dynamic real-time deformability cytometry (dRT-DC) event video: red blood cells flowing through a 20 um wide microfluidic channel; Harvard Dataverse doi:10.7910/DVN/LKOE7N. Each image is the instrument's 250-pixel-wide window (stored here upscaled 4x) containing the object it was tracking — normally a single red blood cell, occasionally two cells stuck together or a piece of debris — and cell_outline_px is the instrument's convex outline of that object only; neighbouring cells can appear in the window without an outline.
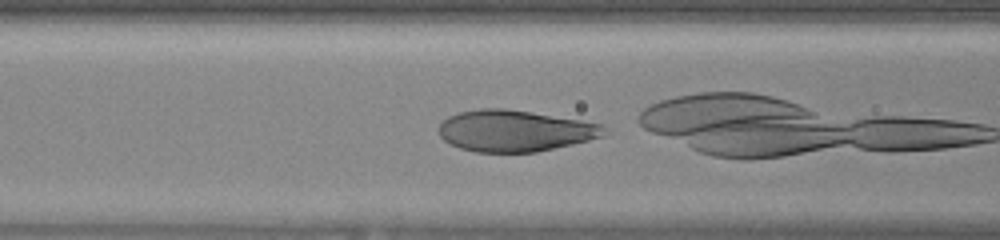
{"species": "human", "species_latin": "Homo sapiens", "temperature_condition": "warm", "stored_images_in_passage": 36, "camera_frame_rate_fps": 3000, "um_per_image_px": 0.085, "donor": {"sex": "female"}, "frame": {"image": 1, "passage_image": 11, "time_ms": 3.333, "image_size_px": [1000, 240], "cell_outline_px": [[612, 132], [604, 136], [572, 144], [536, 152], [476, 152], [460, 148], [444, 140], [440, 136], [440, 124], [448, 116], [456, 112], [480, 108], [504, 108], [580, 120], [604, 124]], "centroid_in_image_um": [43.8, 11.11], "position_along_channel_um": 122.8, "area_um2": 40.0}, "authors_computed_cell_mechanics": {"area_um2": 40.4022, "velocity_mm_per_s": 3.9755, "shape_relaxation_time_tau1_ms": 3.0615, "shape_relaxation_time_tau2_ms": null, "deformation_change_tau1": 0.2201, "deformation_change_tau2": null}}